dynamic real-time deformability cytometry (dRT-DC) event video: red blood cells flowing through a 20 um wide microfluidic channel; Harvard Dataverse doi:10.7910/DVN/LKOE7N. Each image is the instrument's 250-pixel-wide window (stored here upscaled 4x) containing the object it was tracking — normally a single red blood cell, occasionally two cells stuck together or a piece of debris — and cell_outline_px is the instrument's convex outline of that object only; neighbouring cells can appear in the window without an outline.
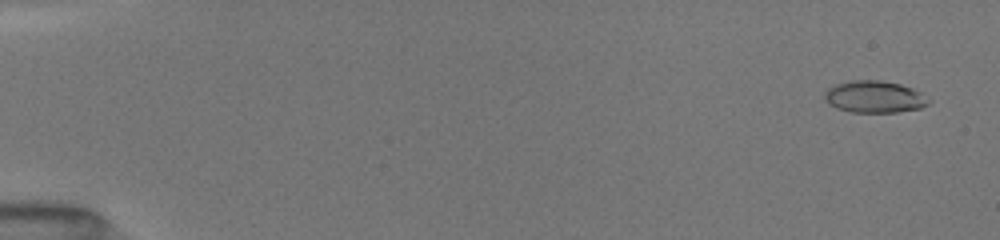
{"species": "common noctule bat (a hibernating species)", "species_latin": "Nyctalus noctula", "temperature_condition": "room temperature", "stored_images_in_passage": 51, "camera_frame_rate_fps": 3000, "um_per_image_px": 0.085, "animal": {"sex": "female", "body_mass_g": 19.5, "forearm_length_mm": 54.1}, "frame": {"image": 1, "passage_image": 4, "time_ms": 0.667, "image_size_px": [1000, 240], "cell_outline_px": [[932, 100], [928, 104], [920, 108], [896, 112], [852, 112], [836, 108], [828, 104], [824, 96], [824, 92], [828, 88], [836, 84], [852, 80], [880, 80], [900, 84], [912, 88], [920, 92]], "centroid_in_image_um": [74.33, 8.23], "position_along_channel_um": 10.7, "area_um2": 19.42}}
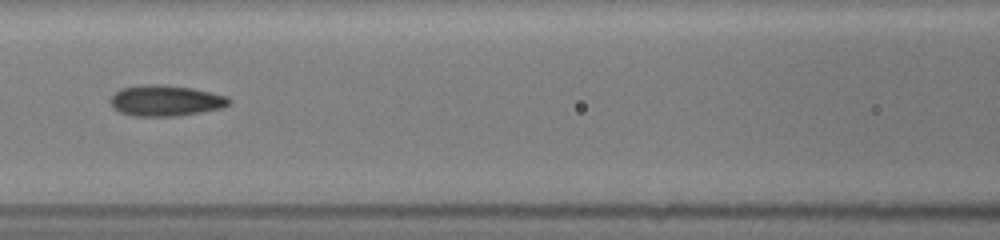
{"frame": {"image": 2, "passage_image": 24, "time_ms": 8.0, "image_size_px": [1000, 240], "cell_outline_px": [[232, 100], [228, 104], [220, 108], [200, 112], [176, 116], [132, 116], [120, 112], [108, 100], [120, 88], [140, 84], [160, 84], [192, 88], [228, 96]], "centroid_in_image_um": [14.06, 8.54], "position_along_channel_um": 152.5, "area_um2": 21.33}}
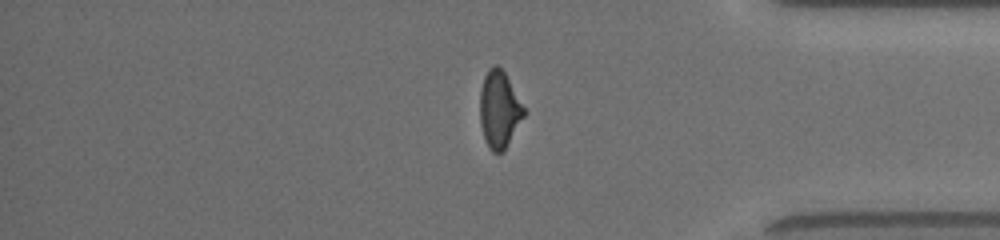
{"frame": {"image": 3, "passage_image": 50, "time_ms": 14.333, "image_size_px": [1000, 240], "cell_outline_px": [[524, 116], [504, 148], [500, 152], [492, 152], [484, 136], [480, 124], [480, 88], [484, 76], [488, 68], [496, 64], [504, 72], [524, 108]], "centroid_in_image_um": [42.4, 9.26], "position_along_channel_um": 392.8, "area_um2": 19.07}, "authors_computed_cell_mechanics": {"area_um2": 20.1722, "velocity_mm_per_s": 4.0568, "shape_relaxation_time_tau1_ms": null, "shape_relaxation_time_tau2_ms": 1.5249, "deformation_change_tau1": null, "deformation_change_tau2": 0.0894}}